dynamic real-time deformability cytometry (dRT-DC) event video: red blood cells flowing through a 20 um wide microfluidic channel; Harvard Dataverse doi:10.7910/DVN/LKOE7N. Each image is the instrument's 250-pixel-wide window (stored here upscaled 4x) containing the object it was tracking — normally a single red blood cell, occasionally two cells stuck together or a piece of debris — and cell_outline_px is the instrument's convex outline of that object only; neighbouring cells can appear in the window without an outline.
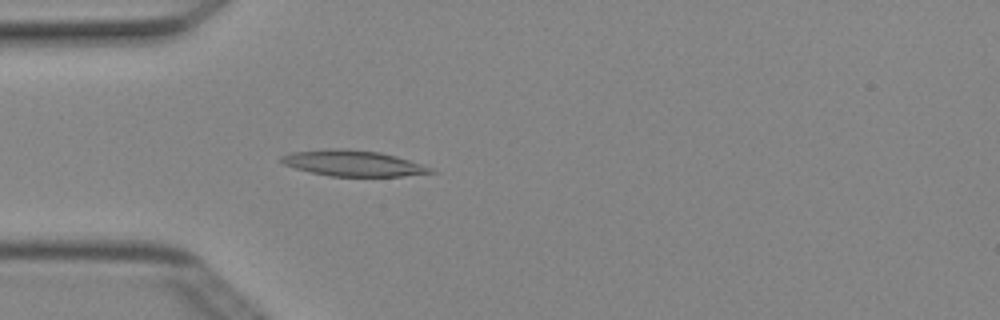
{"species": "Egyptian fruit bat (a non-hibernating species)", "species_latin": "Rousettus aegyptiacus", "temperature_condition": "cold", "stored_images_in_passage": 3, "camera_frame_rate_fps": 3000, "um_per_image_px": 0.085, "animal": {"sex": "female"}, "frame": {"image": 1, "passage_image": 3, "time_ms": 0.667, "image_size_px": [1000, 320], "cell_outline_px": [[436, 172], [404, 176], [328, 176], [296, 168], [284, 164], [280, 160], [280, 156], [292, 152], [332, 148], [344, 148], [380, 152], [396, 156], [432, 168]], "centroid_in_image_um": [30.0, 13.87], "position_along_channel_um": 55.0, "area_um2": 22.31}}